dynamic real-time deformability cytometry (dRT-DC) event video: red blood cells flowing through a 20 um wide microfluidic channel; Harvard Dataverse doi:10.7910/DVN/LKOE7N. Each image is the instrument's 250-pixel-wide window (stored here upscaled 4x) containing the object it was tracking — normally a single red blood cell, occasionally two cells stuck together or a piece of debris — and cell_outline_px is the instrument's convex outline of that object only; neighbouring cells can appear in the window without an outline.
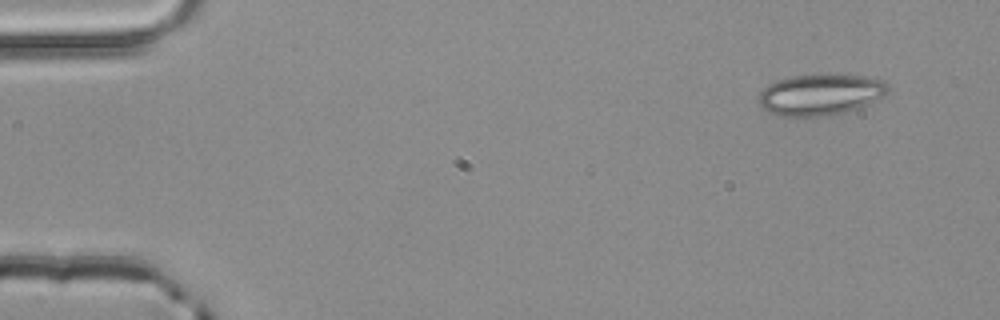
{"species": "common noctule bat (a hibernating species)", "species_latin": "Nyctalus noctula", "temperature_condition": "room temperature", "stored_images_in_passage": 4, "camera_frame_rate_fps": 3000, "um_per_image_px": 0.085, "animal": {"sex": "male", "body_mass_g": 20.4}, "frame": {"image": 1, "passage_image": 1, "time_ms": 0.0, "image_size_px": [1000, 320], "cell_outline_px": [[888, 92], [884, 96], [868, 104], [844, 112], [824, 116], [780, 116], [768, 112], [760, 104], [760, 92], [768, 84], [776, 80], [792, 76], [864, 76], [884, 80], [888, 84]], "centroid_in_image_um": [69.74, 8.06], "position_along_channel_um": 15.3, "area_um2": 30.46}}
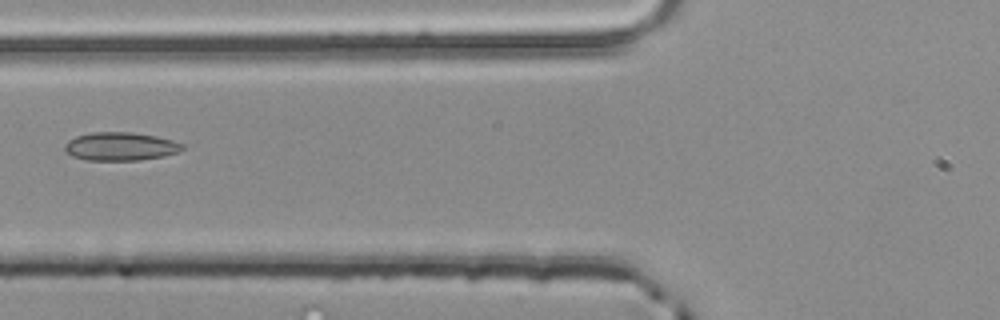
{"frame": {"image": 2, "passage_image": 4, "time_ms": 1.0, "image_size_px": [1000, 320], "cell_outline_px": [[184, 148], [176, 152], [164, 156], [140, 160], [88, 160], [72, 156], [64, 148], [64, 144], [68, 140], [76, 136], [92, 132], [132, 132], [156, 136], [172, 140], [184, 144]], "centroid_in_image_um": [10.23, 12.44], "position_along_channel_um": 115.6, "area_um2": 19.36}}